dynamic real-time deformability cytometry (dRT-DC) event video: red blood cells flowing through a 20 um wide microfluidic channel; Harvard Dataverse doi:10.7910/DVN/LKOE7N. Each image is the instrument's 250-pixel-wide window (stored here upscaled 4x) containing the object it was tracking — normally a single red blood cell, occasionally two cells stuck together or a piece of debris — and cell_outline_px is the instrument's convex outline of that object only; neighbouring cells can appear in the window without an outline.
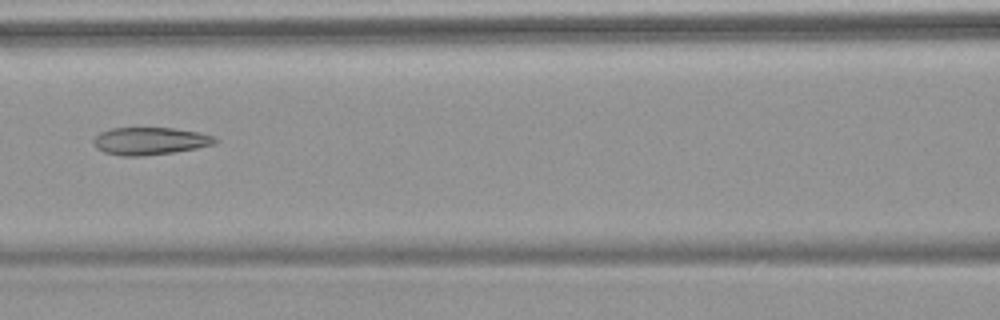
{"species": "common noctule bat (a hibernating species)", "species_latin": "Nyctalus noctula", "temperature_condition": "warm", "stored_images_in_passage": 7, "camera_frame_rate_fps": 3000, "um_per_image_px": 0.085, "animal": {"sex": "female", "body_mass_g": 18.4}, "frame": {"image": 1, "passage_image": 7, "time_ms": 7.333, "image_size_px": [1000, 320], "cell_outline_px": [[220, 140], [216, 144], [196, 148], [172, 152], [144, 156], [120, 156], [104, 152], [96, 148], [92, 144], [92, 140], [100, 132], [112, 128], [172, 128], [200, 132], [212, 136]], "centroid_in_image_um": [12.73, 11.99], "position_along_channel_um": 153.9, "area_um2": 19.59}}